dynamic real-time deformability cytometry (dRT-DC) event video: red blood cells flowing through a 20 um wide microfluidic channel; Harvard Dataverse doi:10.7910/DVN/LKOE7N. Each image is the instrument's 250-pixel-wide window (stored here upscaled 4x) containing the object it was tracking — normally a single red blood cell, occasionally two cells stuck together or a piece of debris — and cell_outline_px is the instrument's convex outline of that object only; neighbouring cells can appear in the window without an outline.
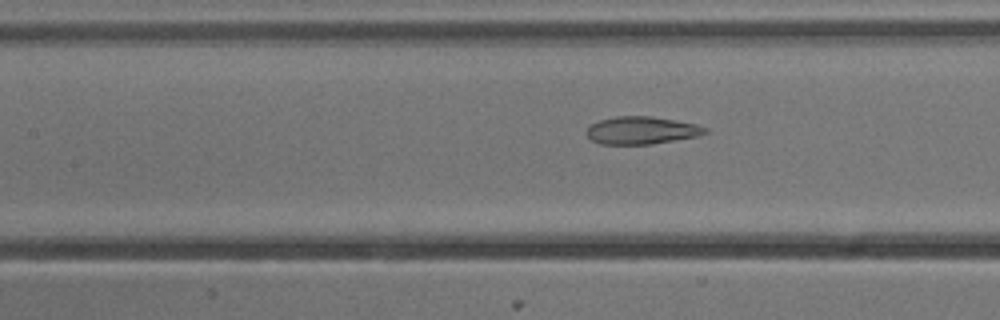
{"species": "common noctule bat (a hibernating species)", "species_latin": "Nyctalus noctula", "temperature_condition": "cold", "stored_images_in_passage": 7, "segment_of_instrument_passage": [2, 2], "camera_frame_rate_fps": 3000, "um_per_image_px": 0.085, "animal": {"sex": "male", "body_mass_g": 13.3}, "frame": {"image": 1, "passage_image": 7, "time_ms": 2.0, "image_size_px": [1000, 320], "cell_outline_px": [[708, 132], [700, 136], [652, 144], [600, 144], [592, 140], [584, 132], [588, 124], [600, 120], [616, 116], [652, 116], [676, 120], [696, 124], [708, 128]], "centroid_in_image_um": [54.52, 11.08], "position_along_channel_um": 152.9, "area_um2": 19.36}}